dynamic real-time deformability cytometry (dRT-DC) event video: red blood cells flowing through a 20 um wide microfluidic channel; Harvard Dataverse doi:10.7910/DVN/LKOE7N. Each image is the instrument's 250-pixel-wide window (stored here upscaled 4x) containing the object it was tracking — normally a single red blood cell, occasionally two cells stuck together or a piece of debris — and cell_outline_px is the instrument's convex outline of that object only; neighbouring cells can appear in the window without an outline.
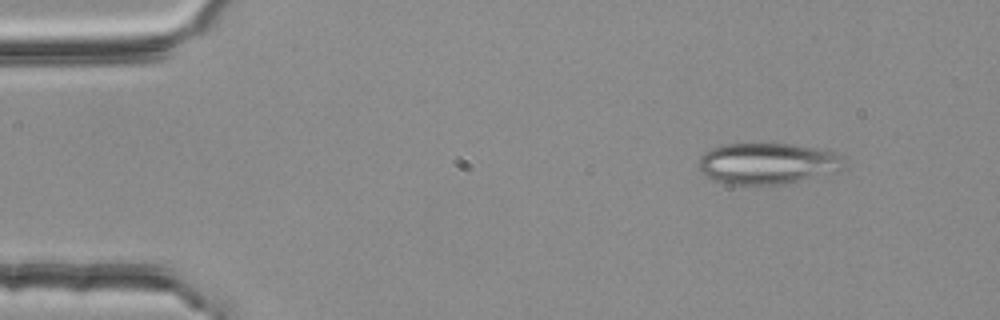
{"species": "common noctule bat (a hibernating species)", "species_latin": "Nyctalus noctula", "temperature_condition": "room temperature", "stored_images_in_passage": 4, "camera_frame_rate_fps": 3000, "um_per_image_px": 0.085, "animal": {"sex": "female", "body_mass_g": 25.1}, "frame": {"image": 1, "passage_image": 2, "time_ms": 0.333, "image_size_px": [1000, 320], "cell_outline_px": [[844, 156], [840, 172], [780, 184], [732, 184], [716, 180], [704, 176], [700, 172], [696, 164], [700, 156], [704, 152], [712, 148], [724, 144], [760, 140], [792, 144], [816, 148], [832, 152]], "centroid_in_image_um": [65.18, 13.84], "position_along_channel_um": 19.8, "area_um2": 35.89}}